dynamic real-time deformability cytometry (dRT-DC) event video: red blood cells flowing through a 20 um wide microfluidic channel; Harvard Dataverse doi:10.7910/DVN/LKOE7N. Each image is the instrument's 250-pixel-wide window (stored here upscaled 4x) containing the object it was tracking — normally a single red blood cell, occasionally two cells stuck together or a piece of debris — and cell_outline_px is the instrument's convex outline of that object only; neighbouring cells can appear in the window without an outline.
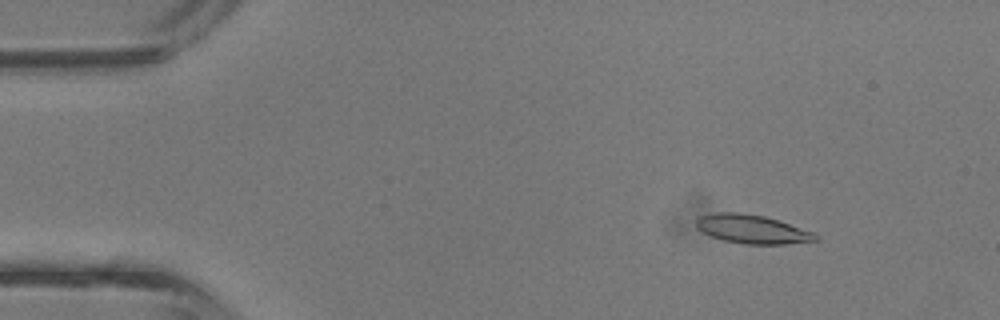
{"species": "common noctule bat (a hibernating species)", "species_latin": "Nyctalus noctula", "temperature_condition": "room temperature", "stored_images_in_passage": 38, "camera_frame_rate_fps": 3000, "um_per_image_px": 0.085, "animal": {"sex": "male", "body_mass_g": 13.3}, "frame": {"image": 1, "passage_image": 1, "time_ms": 0.0, "image_size_px": [1000, 320], "cell_outline_px": [[820, 240], [788, 244], [744, 244], [724, 240], [712, 236], [696, 228], [696, 220], [700, 216], [716, 212], [740, 212], [764, 216], [812, 232], [820, 236]], "centroid_in_image_um": [63.93, 19.48], "position_along_channel_um": 21.1, "area_um2": 19.83}}
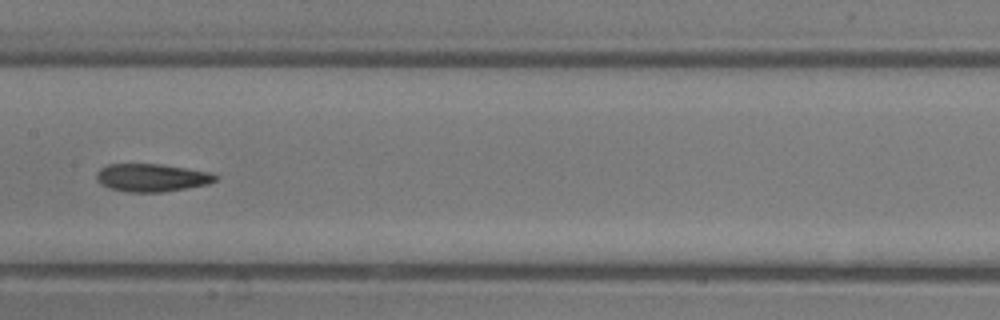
{"frame": {"image": 2, "passage_image": 17, "time_ms": 5.333, "image_size_px": [1000, 320], "cell_outline_px": [[220, 176], [216, 180], [208, 184], [160, 192], [128, 192], [108, 188], [96, 180], [96, 172], [100, 168], [108, 164], [160, 164], [212, 172]], "centroid_in_image_um": [12.89, 15.09], "position_along_channel_um": 194.5, "area_um2": 19.36}}
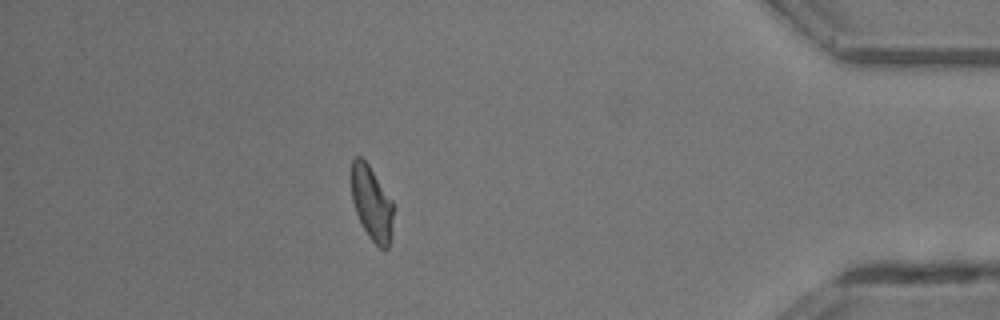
{"frame": {"image": 3, "passage_image": 33, "time_ms": 10.667, "image_size_px": [1000, 320], "cell_outline_px": [[392, 232], [388, 248], [380, 248], [368, 236], [356, 212], [352, 200], [352, 160], [356, 156], [360, 156], [368, 164], [392, 200]], "centroid_in_image_um": [31.59, 17.28], "position_along_channel_um": 403.6, "area_um2": 17.74}, "authors_computed_cell_mechanics": {"area_um2": 19.5364, "velocity_mm_per_s": 4.8196, "shape_relaxation_time_tau1_ms": 5.1701, "shape_relaxation_time_tau2_ms": 3.0314, "deformation_change_tau1": 0.1785, "deformation_change_tau2": 0.115}}